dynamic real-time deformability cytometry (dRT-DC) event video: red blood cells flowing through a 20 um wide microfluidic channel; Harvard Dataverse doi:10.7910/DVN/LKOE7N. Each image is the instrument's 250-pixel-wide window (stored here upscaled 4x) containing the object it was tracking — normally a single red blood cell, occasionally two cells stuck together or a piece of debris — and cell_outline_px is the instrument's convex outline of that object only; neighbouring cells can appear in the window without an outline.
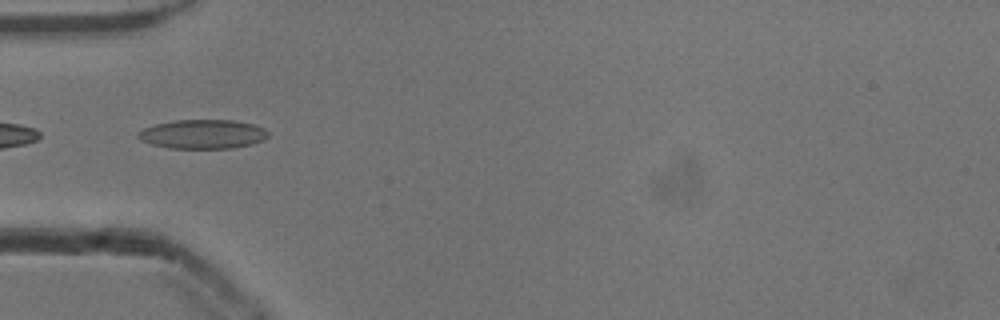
{"species": "common noctule bat (a hibernating species)", "species_latin": "Nyctalus noctula", "temperature_condition": "cold", "stored_images_in_passage": 23, "camera_frame_rate_fps": 3000, "um_per_image_px": 0.085, "animal": {"sex": "male", "body_mass_g": 13.3}, "frame": {"image": 1, "passage_image": 7, "time_ms": 2.0, "image_size_px": [1000, 320], "cell_outline_px": [[268, 136], [264, 140], [252, 144], [232, 148], [168, 148], [152, 144], [140, 140], [136, 136], [136, 132], [144, 128], [156, 124], [176, 120], [232, 120], [252, 124], [264, 128], [268, 132]], "centroid_in_image_um": [17.22, 11.4], "position_along_channel_um": 67.8, "area_um2": 22.08}}
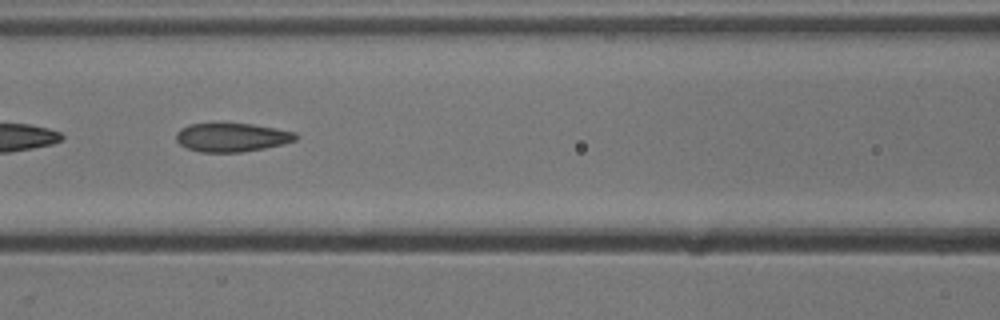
{"frame": {"image": 2, "passage_image": 13, "time_ms": 4.0, "image_size_px": [1000, 320], "cell_outline_px": [[300, 136], [296, 140], [264, 148], [240, 152], [200, 152], [188, 148], [180, 144], [176, 140], [176, 132], [180, 128], [188, 124], [252, 124], [276, 128], [296, 132]], "centroid_in_image_um": [19.71, 11.67], "position_along_channel_um": 146.9, "area_um2": 19.88}}
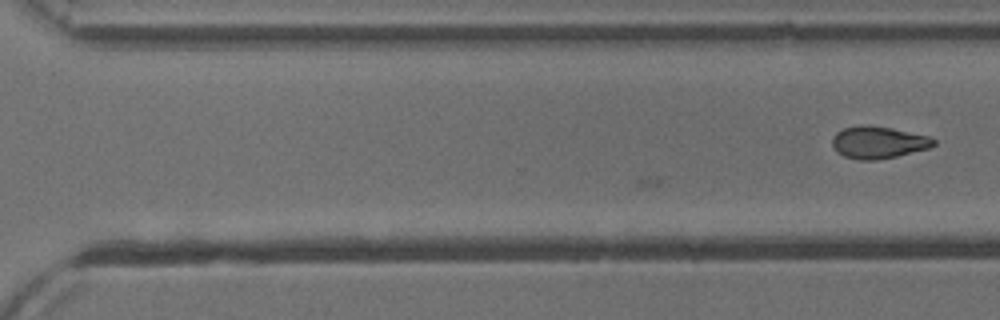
{"frame": {"image": 3, "passage_image": 23, "time_ms": 7.333, "image_size_px": [1000, 320], "cell_outline_px": [[936, 144], [928, 148], [896, 156], [876, 160], [860, 160], [844, 156], [836, 152], [832, 144], [832, 136], [836, 132], [844, 128], [860, 124], [864, 124], [892, 128], [928, 136], [936, 140]], "centroid_in_image_um": [74.62, 12.09], "position_along_channel_um": 296.0, "area_um2": 19.02}}